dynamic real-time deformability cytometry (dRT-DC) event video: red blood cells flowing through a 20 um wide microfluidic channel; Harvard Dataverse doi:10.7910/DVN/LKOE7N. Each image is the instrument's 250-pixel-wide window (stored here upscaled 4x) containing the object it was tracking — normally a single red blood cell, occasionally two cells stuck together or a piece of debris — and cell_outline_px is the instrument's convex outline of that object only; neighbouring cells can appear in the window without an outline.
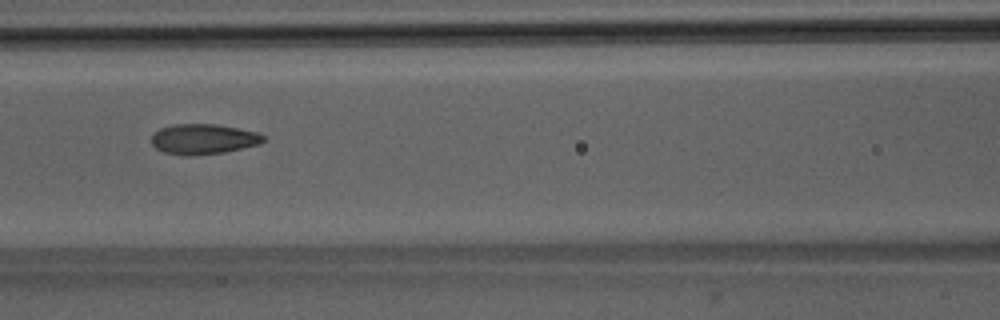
{"species": "Egyptian fruit bat (a non-hibernating species)", "species_latin": "Rousettus aegyptiacus", "temperature_condition": "room temperature", "stored_images_in_passage": 51, "camera_frame_rate_fps": 3000, "um_per_image_px": 0.085, "animal": {"sex": "male"}, "frame": {"image": 1, "passage_image": 23, "time_ms": 7.333, "image_size_px": [1000, 320], "cell_outline_px": [[264, 140], [260, 144], [224, 152], [192, 156], [184, 156], [164, 152], [156, 148], [152, 144], [152, 132], [160, 128], [172, 124], [216, 124], [256, 132], [264, 136]], "centroid_in_image_um": [17.24, 11.82], "position_along_channel_um": 149.4, "area_um2": 19.77}}
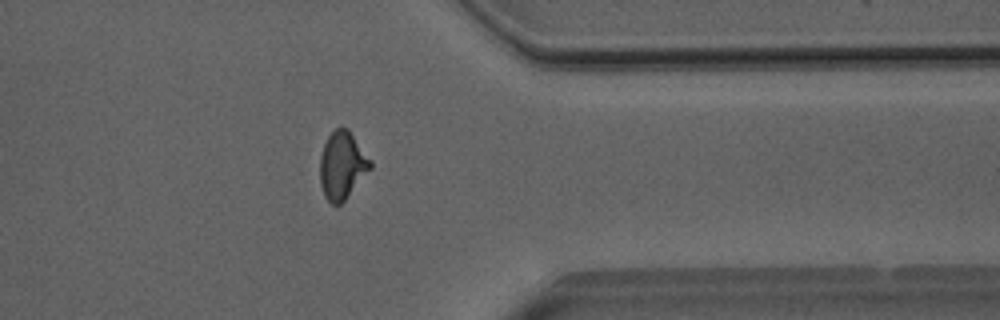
{"frame": {"image": 2, "passage_image": 41, "time_ms": 13.333, "image_size_px": [1000, 320], "cell_outline_px": [[372, 168], [344, 200], [340, 204], [332, 204], [324, 196], [320, 184], [320, 156], [324, 144], [328, 136], [336, 128], [348, 128], [372, 160]], "centroid_in_image_um": [29.1, 14.04], "position_along_channel_um": 382.3, "area_um2": 19.83}}
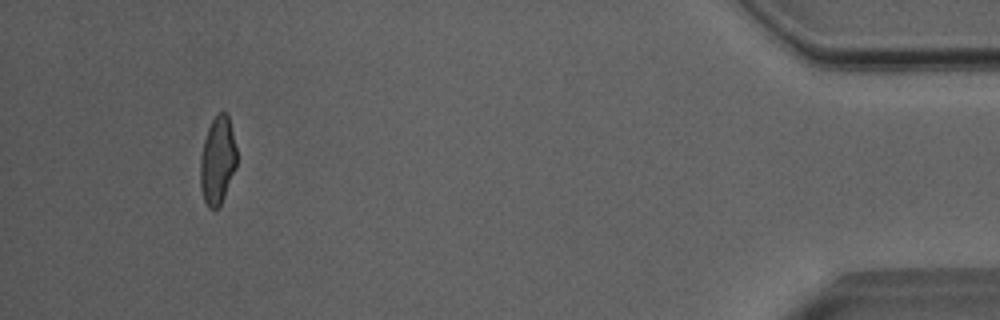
{"frame": {"image": 3, "passage_image": 48, "time_ms": 15.667, "image_size_px": [1000, 320], "cell_outline_px": [[236, 168], [224, 196], [220, 204], [216, 208], [208, 208], [204, 200], [200, 188], [200, 160], [204, 140], [208, 128], [212, 120], [220, 112], [224, 112], [228, 116], [236, 148]], "centroid_in_image_um": [18.48, 13.66], "position_along_channel_um": 416.7, "area_um2": 18.38}, "authors_computed_cell_mechanics": {"area_um2": 19.652, "velocity_mm_per_s": 4.0394, "shape_relaxation_time_tau1_ms": null, "shape_relaxation_time_tau2_ms": 1.2504, "deformation_change_tau1": null, "deformation_change_tau2": 0.0645}}